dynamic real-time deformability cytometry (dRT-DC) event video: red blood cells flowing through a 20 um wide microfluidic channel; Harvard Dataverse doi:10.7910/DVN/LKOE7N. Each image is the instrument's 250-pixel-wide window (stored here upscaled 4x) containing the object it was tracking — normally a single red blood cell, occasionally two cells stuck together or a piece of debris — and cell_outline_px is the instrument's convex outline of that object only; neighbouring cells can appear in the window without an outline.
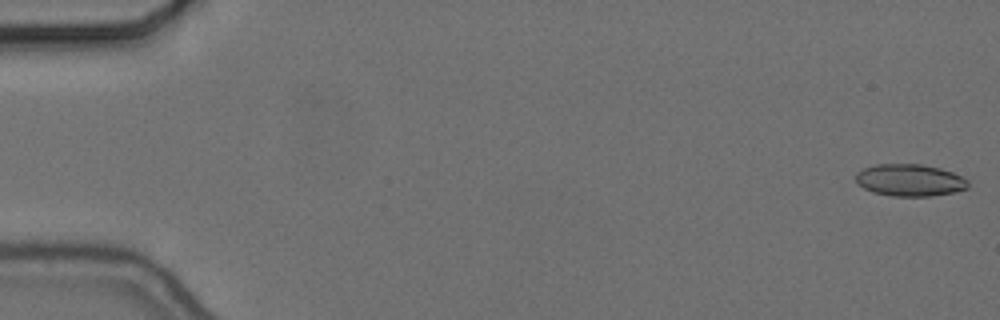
{"species": "common noctule bat (a hibernating species)", "species_latin": "Nyctalus noctula", "temperature_condition": "cold", "stored_images_in_passage": 16, "camera_frame_rate_fps": 3000, "um_per_image_px": 0.085, "animal": {"sex": "female", "body_mass_g": 24.6, "forearm_length_mm": 56.2}, "frame": {"image": 1, "passage_image": 1, "time_ms": 0.0, "image_size_px": [1000, 320], "cell_outline_px": [[968, 188], [952, 192], [932, 196], [892, 196], [872, 192], [864, 188], [856, 180], [856, 172], [864, 168], [876, 164], [920, 164], [940, 168], [952, 172], [968, 180]], "centroid_in_image_um": [77.32, 15.31], "position_along_channel_um": 7.7, "area_um2": 20.87}}
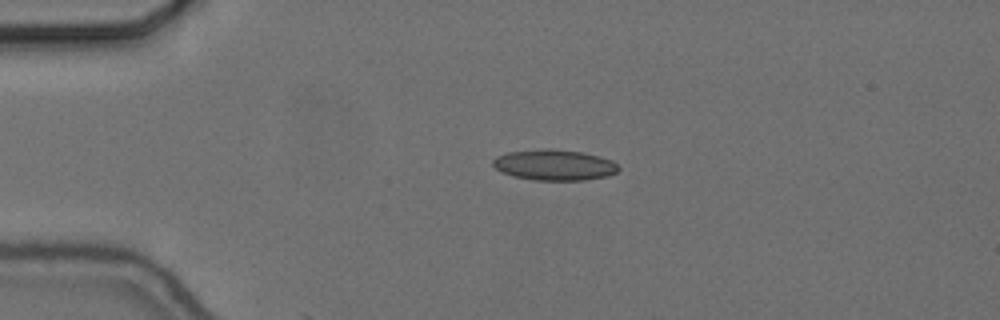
{"frame": {"image": 2, "passage_image": 13, "time_ms": 4.0, "image_size_px": [1000, 320], "cell_outline_px": [[620, 168], [616, 172], [608, 176], [584, 180], [532, 180], [512, 176], [500, 172], [492, 164], [492, 160], [496, 156], [508, 152], [540, 148], [552, 148], [584, 152], [600, 156], [612, 160]], "centroid_in_image_um": [47.1, 14.01], "position_along_channel_um": 37.9, "area_um2": 22.89}}